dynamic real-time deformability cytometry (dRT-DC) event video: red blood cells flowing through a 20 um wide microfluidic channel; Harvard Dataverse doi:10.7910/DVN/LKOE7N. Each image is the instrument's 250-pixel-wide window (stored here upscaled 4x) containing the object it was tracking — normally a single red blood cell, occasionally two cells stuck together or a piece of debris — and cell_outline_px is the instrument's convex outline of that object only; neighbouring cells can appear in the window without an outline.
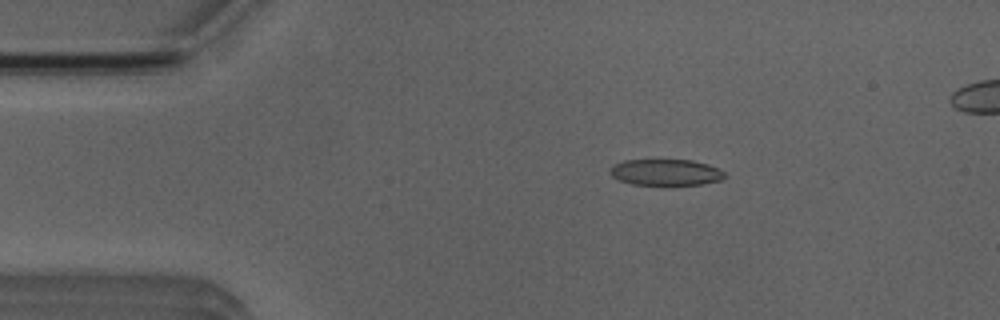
{"species": "Egyptian fruit bat (a non-hibernating species)", "species_latin": "Rousettus aegyptiacus", "temperature_condition": "room temperature", "stored_images_in_passage": 3, "camera_frame_rate_fps": 3000, "um_per_image_px": 0.085, "animal": {"sex": "male"}, "frame": {"image": 1, "passage_image": 1, "time_ms": 0.0, "image_size_px": [1000, 320], "cell_outline_px": [[724, 176], [720, 180], [704, 184], [664, 188], [632, 184], [620, 180], [612, 176], [608, 172], [616, 164], [624, 160], [692, 160], [708, 164], [724, 172]], "centroid_in_image_um": [56.59, 14.7], "position_along_channel_um": 28.4, "area_um2": 18.21}}